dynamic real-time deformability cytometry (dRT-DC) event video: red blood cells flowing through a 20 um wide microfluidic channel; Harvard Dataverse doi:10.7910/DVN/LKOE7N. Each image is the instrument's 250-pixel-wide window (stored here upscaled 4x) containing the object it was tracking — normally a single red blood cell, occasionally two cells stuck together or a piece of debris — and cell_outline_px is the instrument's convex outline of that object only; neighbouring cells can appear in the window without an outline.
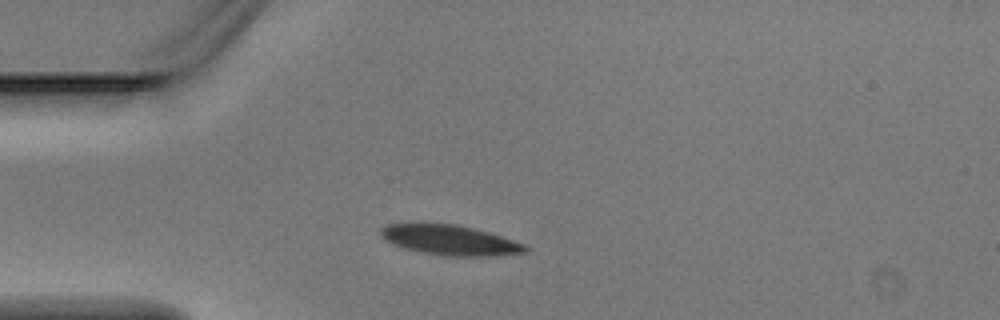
{"species": "Egyptian fruit bat (a non-hibernating species)", "species_latin": "Rousettus aegyptiacus", "temperature_condition": "warm", "stored_images_in_passage": 2, "camera_frame_rate_fps": 3000, "um_per_image_px": 0.085, "animal": {"sex": "male"}, "frame": {"image": 1, "passage_image": 2, "time_ms": 0.333, "image_size_px": [1000, 320], "cell_outline_px": [[528, 252], [492, 256], [444, 256], [420, 252], [392, 244], [384, 240], [380, 236], [380, 228], [384, 224], [408, 220], [416, 220], [456, 224], [488, 232], [524, 244], [528, 248]], "centroid_in_image_um": [38.09, 20.35], "position_along_channel_um": 46.9, "area_um2": 26.3}}